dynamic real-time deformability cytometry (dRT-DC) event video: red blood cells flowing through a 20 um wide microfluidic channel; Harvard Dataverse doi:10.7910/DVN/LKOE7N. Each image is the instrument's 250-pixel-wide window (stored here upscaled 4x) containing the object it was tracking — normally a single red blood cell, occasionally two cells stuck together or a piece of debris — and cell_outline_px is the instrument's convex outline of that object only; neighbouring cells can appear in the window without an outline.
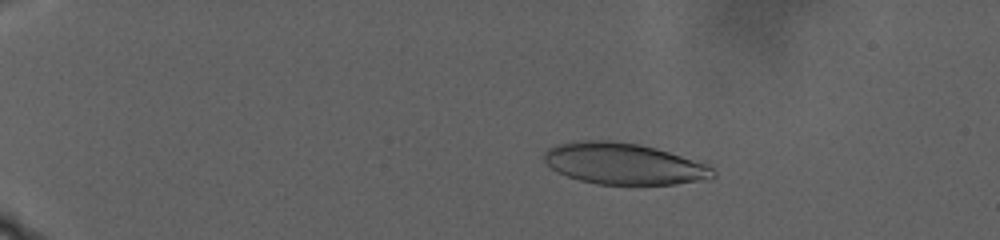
{"species": "human", "species_latin": "Homo sapiens", "temperature_condition": "warm", "stored_images_in_passage": 49, "camera_frame_rate_fps": 3000, "um_per_image_px": 0.085, "donor": {"sex": "male"}, "frame": {"image": 1, "passage_image": 26, "time_ms": 8.333, "image_size_px": [1000, 240], "cell_outline_px": [[716, 176], [708, 180], [676, 184], [596, 184], [580, 180], [556, 172], [544, 160], [544, 152], [548, 148], [556, 144], [572, 140], [608, 140], [640, 144], [704, 160], [716, 172]], "centroid_in_image_um": [53.1, 13.9], "position_along_channel_um": 31.9, "area_um2": 41.56}}
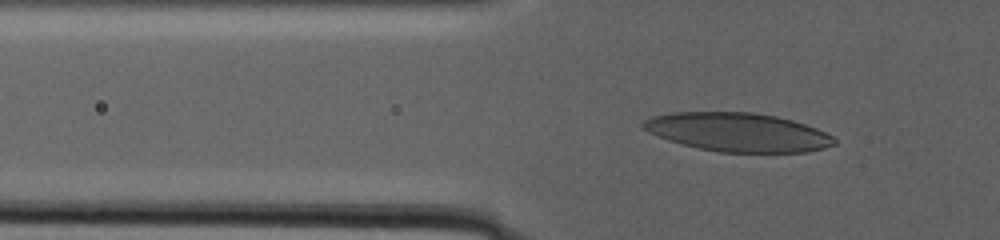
{"frame": {"image": 2, "passage_image": 46, "time_ms": 15.0, "image_size_px": [1000, 240], "cell_outline_px": [[836, 144], [824, 148], [804, 152], [720, 152], [680, 144], [668, 140], [648, 132], [640, 124], [644, 120], [652, 116], [672, 112], [752, 112], [776, 116], [792, 120], [816, 128], [832, 136], [836, 140]], "centroid_in_image_um": [62.69, 11.23], "position_along_channel_um": 63.1, "area_um2": 43.0}}